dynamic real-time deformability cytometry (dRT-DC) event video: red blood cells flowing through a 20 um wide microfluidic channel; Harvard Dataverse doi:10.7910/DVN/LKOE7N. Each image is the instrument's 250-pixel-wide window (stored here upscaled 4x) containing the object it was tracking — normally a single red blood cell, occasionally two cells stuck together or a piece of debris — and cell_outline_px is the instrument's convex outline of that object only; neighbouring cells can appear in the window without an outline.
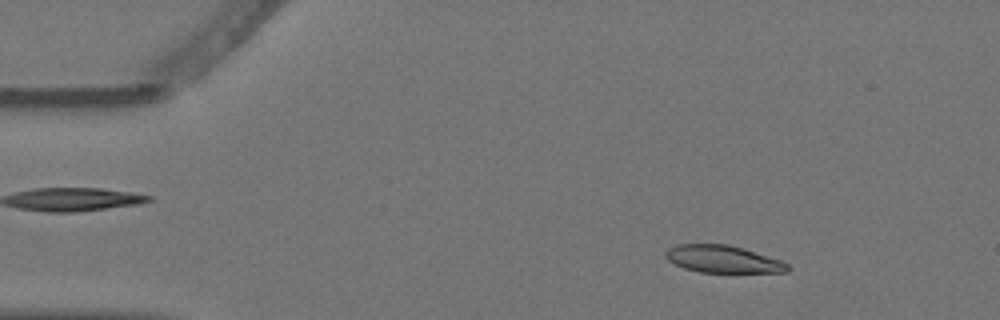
{"species": "Egyptian fruit bat (a non-hibernating species)", "species_latin": "Rousettus aegyptiacus", "temperature_condition": "warm", "stored_images_in_passage": 4, "camera_frame_rate_fps": 3000, "um_per_image_px": 0.085, "animal": {"sex": "female"}, "frame": {"image": 1, "passage_image": 2, "time_ms": 0.333, "image_size_px": [1000, 320], "cell_outline_px": [[792, 268], [788, 272], [700, 272], [684, 268], [668, 260], [664, 256], [664, 252], [668, 248], [676, 244], [728, 244], [744, 248], [780, 260], [788, 264]], "centroid_in_image_um": [61.44, 22.02], "position_along_channel_um": 23.6, "area_um2": 19.48}}